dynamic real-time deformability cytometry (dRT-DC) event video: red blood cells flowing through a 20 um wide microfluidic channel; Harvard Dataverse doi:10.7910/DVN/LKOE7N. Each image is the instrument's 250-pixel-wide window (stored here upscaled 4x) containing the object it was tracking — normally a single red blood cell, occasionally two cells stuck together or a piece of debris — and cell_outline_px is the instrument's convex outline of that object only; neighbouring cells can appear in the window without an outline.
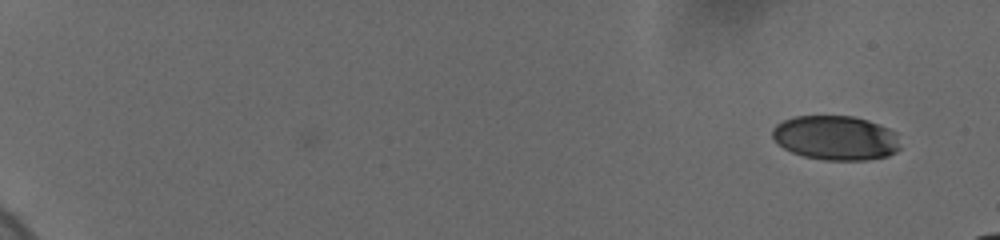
{"species": "human", "species_latin": "Homo sapiens", "temperature_condition": "cold", "stored_images_in_passage": 9, "camera_frame_rate_fps": 3000, "um_per_image_px": 0.085, "donor": {"sex": "female"}, "frame": {"image": 1, "passage_image": 1, "time_ms": 0.0, "image_size_px": [1000, 240], "cell_outline_px": [[900, 148], [896, 152], [888, 156], [868, 160], [824, 160], [804, 156], [792, 152], [784, 148], [772, 136], [772, 128], [776, 124], [792, 116], [852, 116], [868, 120], [880, 124], [896, 132]], "centroid_in_image_um": [71.05, 11.72], "position_along_channel_um": 13.9, "area_um2": 33.23}}